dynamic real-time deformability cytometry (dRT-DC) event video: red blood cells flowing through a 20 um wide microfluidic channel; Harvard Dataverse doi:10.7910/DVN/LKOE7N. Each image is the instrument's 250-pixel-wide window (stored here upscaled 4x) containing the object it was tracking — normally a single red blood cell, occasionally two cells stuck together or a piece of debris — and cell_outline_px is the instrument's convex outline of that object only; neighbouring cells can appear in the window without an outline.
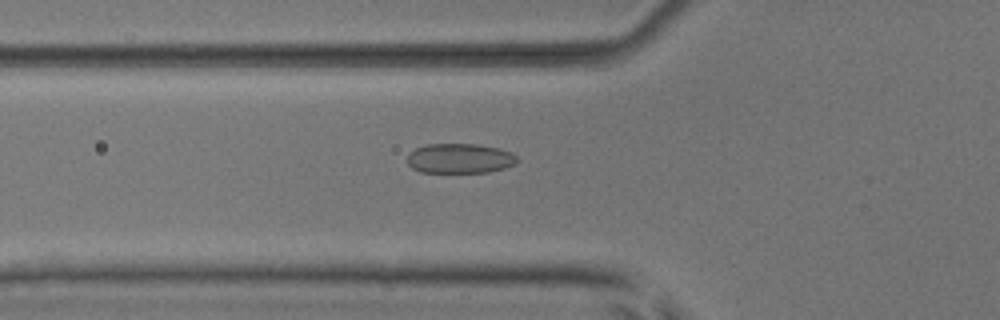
{"species": "common noctule bat (a hibernating species)", "species_latin": "Nyctalus noctula", "temperature_condition": "room temperature", "stored_images_in_passage": 53, "camera_frame_rate_fps": 3000, "um_per_image_px": 0.085, "animal": {"sex": "male", "body_mass_g": 17.9, "forearm_length_mm": 54.2}, "frame": {"image": 1, "passage_image": 19, "time_ms": 6.0, "image_size_px": [1000, 320], "cell_outline_px": [[520, 160], [516, 164], [504, 168], [488, 172], [420, 172], [412, 168], [408, 164], [408, 152], [416, 148], [428, 144], [476, 144], [500, 148], [512, 152]], "centroid_in_image_um": [39.11, 13.46], "position_along_channel_um": 86.7, "area_um2": 19.25}}
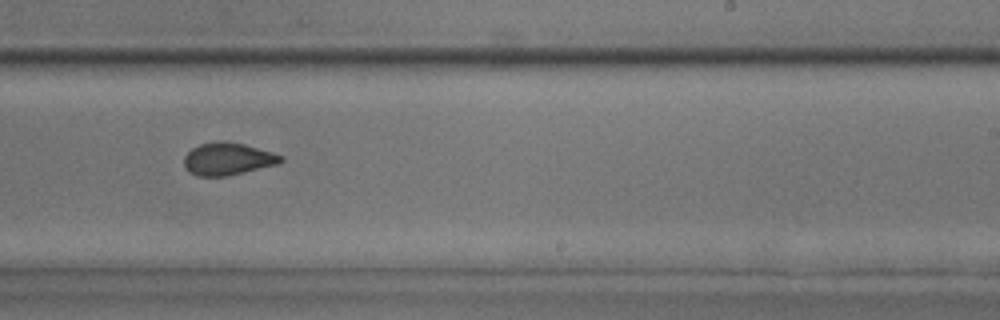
{"frame": {"image": 2, "passage_image": 33, "time_ms": 10.667, "image_size_px": [1000, 320], "cell_outline_px": [[284, 160], [280, 164], [228, 176], [196, 176], [188, 172], [184, 168], [184, 156], [192, 148], [200, 144], [216, 140], [224, 140], [244, 144], [272, 152], [284, 156]], "centroid_in_image_um": [19.36, 13.51], "position_along_channel_um": 269.6, "area_um2": 18.67}}
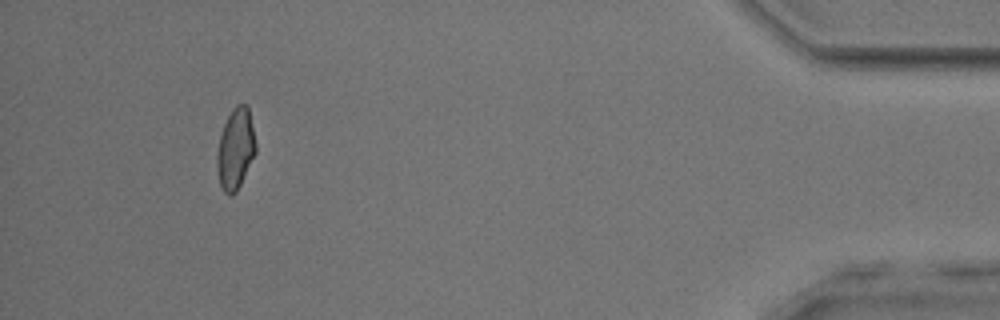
{"frame": {"image": 3, "passage_image": 49, "time_ms": 16.0, "image_size_px": [1000, 320], "cell_outline_px": [[256, 152], [236, 192], [232, 196], [228, 196], [224, 192], [220, 184], [216, 168], [216, 156], [220, 136], [224, 124], [232, 108], [236, 104], [248, 104], [256, 144]], "centroid_in_image_um": [20.01, 12.65], "position_along_channel_um": 415.2, "area_um2": 18.32}, "authors_computed_cell_mechanics": {"area_um2": 18.785, "velocity_mm_per_s": 3.9222, "shape_relaxation_time_tau1_ms": 5.5888, "shape_relaxation_time_tau2_ms": 1.2405, "deformation_change_tau1": 0.1178, "deformation_change_tau2": 0.0509}}